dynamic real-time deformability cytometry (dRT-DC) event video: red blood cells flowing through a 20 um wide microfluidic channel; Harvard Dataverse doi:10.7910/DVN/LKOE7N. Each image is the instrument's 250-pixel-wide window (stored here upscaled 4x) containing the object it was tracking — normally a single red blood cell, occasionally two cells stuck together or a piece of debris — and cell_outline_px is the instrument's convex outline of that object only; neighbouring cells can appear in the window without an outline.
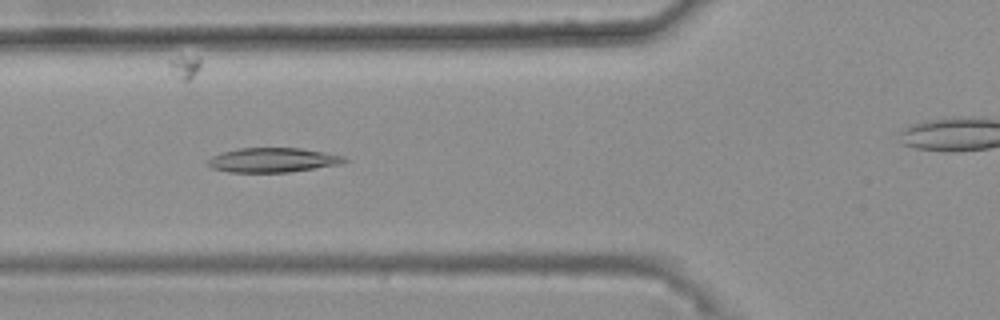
{"species": "common noctule bat (a hibernating species)", "species_latin": "Nyctalus noctula", "temperature_condition": "warm", "stored_images_in_passage": 45, "camera_frame_rate_fps": 3000, "um_per_image_px": 0.085, "animal": {"sex": "female", "body_mass_g": 25.1}, "frame": {"image": 1, "passage_image": 17, "time_ms": 5.333, "image_size_px": [1000, 320], "cell_outline_px": [[348, 160], [340, 164], [288, 172], [228, 172], [212, 168], [208, 164], [208, 160], [212, 156], [220, 152], [236, 148], [300, 148], [324, 152], [344, 156]], "centroid_in_image_um": [23.16, 13.6], "position_along_channel_um": 102.6, "area_um2": 19.42}}
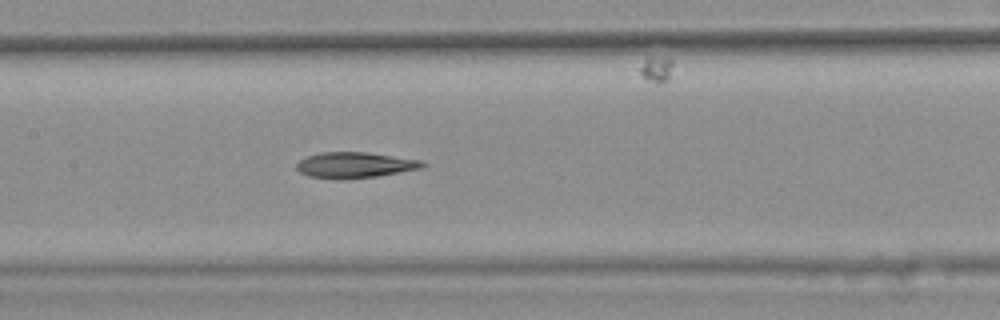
{"frame": {"image": 2, "passage_image": 23, "time_ms": 7.333, "image_size_px": [1000, 320], "cell_outline_px": [[428, 164], [420, 168], [400, 172], [376, 176], [344, 180], [336, 180], [308, 176], [300, 172], [296, 168], [296, 164], [300, 160], [308, 156], [324, 152], [368, 152], [420, 160]], "centroid_in_image_um": [30.14, 14.04], "position_along_channel_um": 177.3, "area_um2": 18.96}}
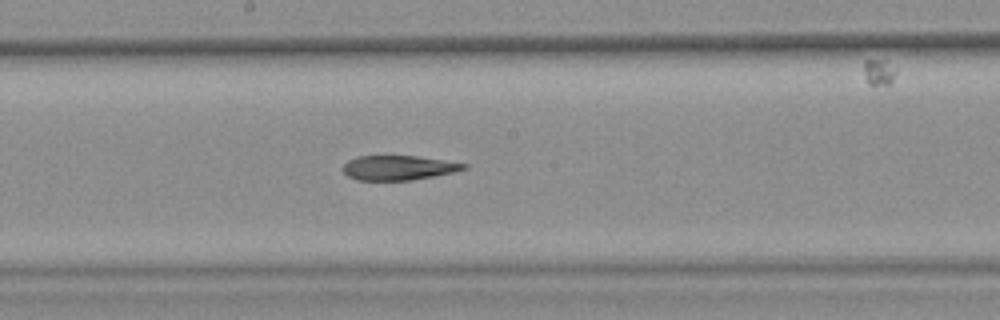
{"frame": {"image": 3, "passage_image": 26, "time_ms": 8.333, "image_size_px": [1000, 320], "cell_outline_px": [[468, 168], [452, 172], [412, 180], [356, 180], [348, 176], [344, 172], [344, 164], [348, 160], [356, 156], [416, 156], [468, 164]], "centroid_in_image_um": [33.84, 14.26], "position_along_channel_um": 214.4, "area_um2": 17.11}, "authors_computed_cell_mechanics": {"area_um2": 19.0162, "velocity_mm_per_s": 3.7211, "shape_relaxation_time_tau1_ms": null, "shape_relaxation_time_tau2_ms": 6.8731, "deformation_change_tau1": null, "deformation_change_tau2": 0.1848}}